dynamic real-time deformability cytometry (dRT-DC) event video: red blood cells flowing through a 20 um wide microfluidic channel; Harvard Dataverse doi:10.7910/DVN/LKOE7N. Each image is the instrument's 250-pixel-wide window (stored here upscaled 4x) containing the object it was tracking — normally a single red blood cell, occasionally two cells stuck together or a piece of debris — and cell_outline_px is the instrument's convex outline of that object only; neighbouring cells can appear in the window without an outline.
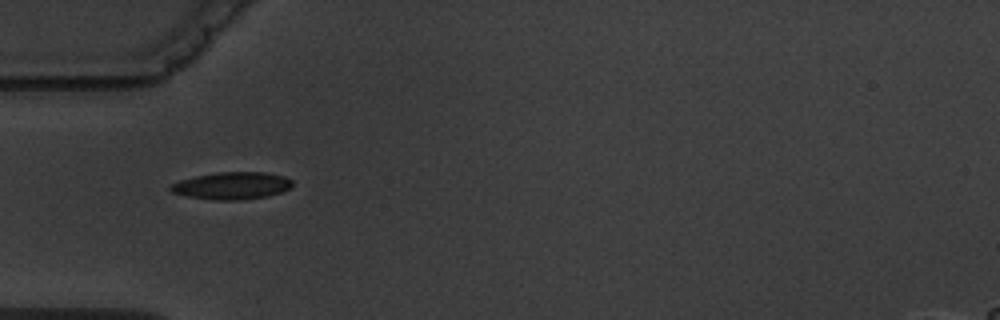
{"species": "common noctule bat (a hibernating species)", "species_latin": "Nyctalus noctula", "temperature_condition": "warm", "stored_images_in_passage": 8, "camera_frame_rate_fps": 3000, "um_per_image_px": 0.085, "animal": {"sex": "male", "body_mass_g": 19.5, "forearm_length_mm": 54.6}, "frame": {"image": 1, "passage_image": 6, "time_ms": 6.0, "image_size_px": [1000, 320], "cell_outline_px": [[292, 184], [288, 188], [280, 192], [268, 196], [240, 200], [212, 200], [188, 196], [172, 192], [168, 188], [172, 184], [180, 180], [196, 176], [216, 172], [264, 172], [284, 176], [292, 180]], "centroid_in_image_um": [19.7, 15.78], "position_along_channel_um": 65.3, "area_um2": 19.25}}
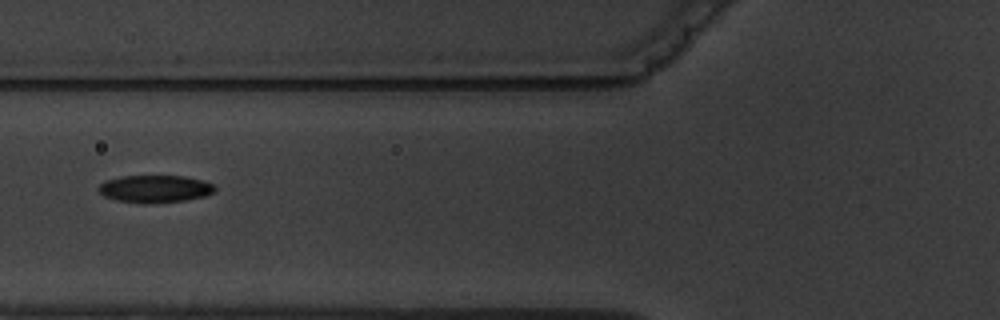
{"frame": {"image": 2, "passage_image": 7, "time_ms": 7.333, "image_size_px": [1000, 320], "cell_outline_px": [[216, 192], [204, 196], [184, 200], [144, 204], [116, 200], [104, 196], [100, 192], [100, 184], [108, 180], [120, 176], [184, 176], [204, 180], [212, 184], [216, 188]], "centroid_in_image_um": [13.21, 16.05], "position_along_channel_um": 112.6, "area_um2": 18.5}}